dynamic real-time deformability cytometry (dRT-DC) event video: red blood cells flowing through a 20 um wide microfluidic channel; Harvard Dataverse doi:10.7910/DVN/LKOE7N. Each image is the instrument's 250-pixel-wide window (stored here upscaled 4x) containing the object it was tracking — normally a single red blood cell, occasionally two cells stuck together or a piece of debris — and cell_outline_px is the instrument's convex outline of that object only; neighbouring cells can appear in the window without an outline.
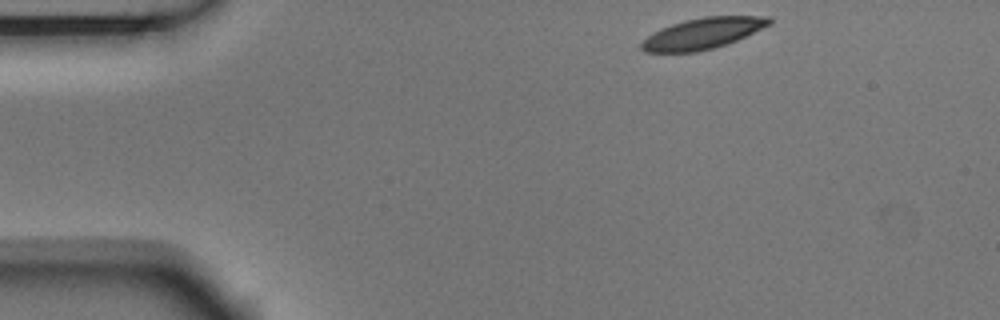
{"species": "Egyptian fruit bat (a non-hibernating species)", "species_latin": "Rousettus aegyptiacus", "temperature_condition": "room temperature", "stored_images_in_passage": 4, "camera_frame_rate_fps": 3000, "um_per_image_px": 0.085, "animal": {"sex": "male"}, "frame": {"image": 1, "passage_image": 1, "time_ms": 0.0, "image_size_px": [1000, 320], "cell_outline_px": [[772, 24], [736, 40], [712, 48], [696, 52], [644, 52], [640, 48], [640, 44], [652, 32], [660, 28], [684, 20], [704, 16], [772, 16]], "centroid_in_image_um": [59.73, 2.83], "position_along_channel_um": 25.3, "area_um2": 23.06}}
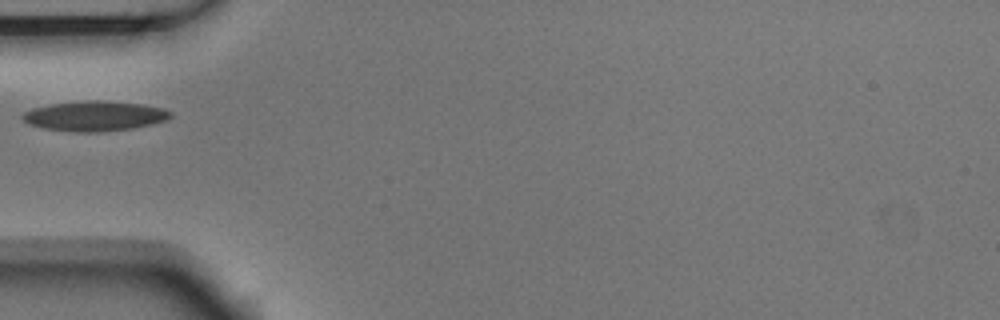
{"frame": {"image": 2, "passage_image": 4, "time_ms": 1.0, "image_size_px": [1000, 320], "cell_outline_px": [[172, 116], [168, 120], [152, 124], [132, 128], [100, 132], [76, 132], [44, 128], [28, 124], [20, 116], [24, 112], [32, 108], [52, 104], [88, 100], [104, 100], [140, 104], [164, 108], [172, 112]], "centroid_in_image_um": [8.06, 9.86], "position_along_channel_um": 76.9, "area_um2": 25.89}}